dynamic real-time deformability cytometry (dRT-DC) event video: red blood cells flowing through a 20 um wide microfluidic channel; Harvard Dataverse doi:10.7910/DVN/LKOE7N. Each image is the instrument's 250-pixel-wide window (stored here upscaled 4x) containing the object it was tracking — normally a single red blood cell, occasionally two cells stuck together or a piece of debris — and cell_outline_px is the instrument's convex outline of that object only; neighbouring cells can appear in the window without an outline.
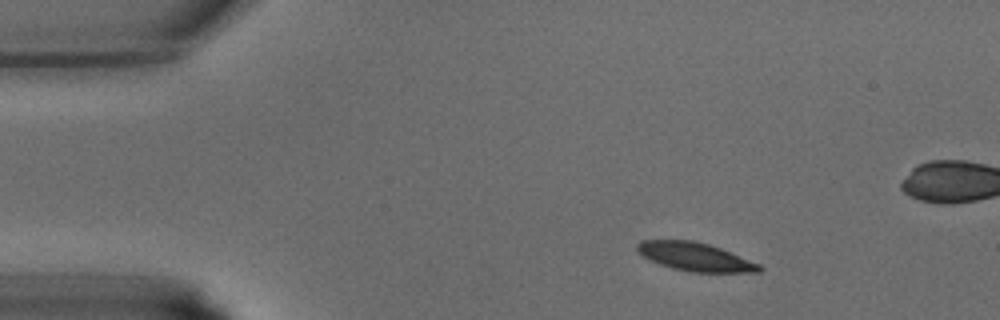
{"species": "common noctule bat (a hibernating species)", "species_latin": "Nyctalus noctula", "temperature_condition": "warm", "stored_images_in_passage": 41, "camera_frame_rate_fps": 3000, "um_per_image_px": 0.085, "animal": {"sex": "male", "body_mass_g": 15.6}, "frame": {"image": 1, "passage_image": 5, "time_ms": 1.333, "image_size_px": [1000, 320], "cell_outline_px": [[764, 268], [760, 272], [688, 272], [672, 268], [660, 264], [644, 256], [636, 248], [636, 244], [640, 240], [692, 240], [708, 244], [720, 248], [760, 264]], "centroid_in_image_um": [59.1, 21.83], "position_along_channel_um": 25.9, "area_um2": 20.06}}
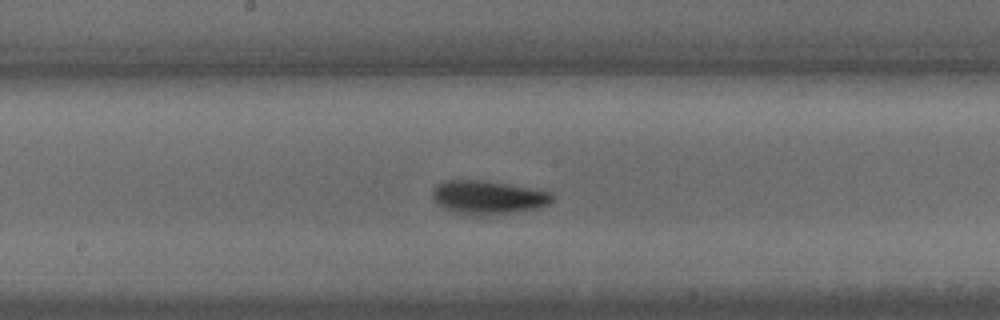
{"frame": {"image": 2, "passage_image": 20, "time_ms": 6.333, "image_size_px": [1000, 320], "cell_outline_px": [[556, 196], [548, 204], [540, 208], [512, 212], [480, 216], [464, 216], [444, 208], [436, 204], [432, 196], [432, 188], [436, 184], [444, 180], [484, 180], [508, 184], [552, 192]], "centroid_in_image_um": [41.44, 16.78], "position_along_channel_um": 206.8, "area_um2": 23.87}}
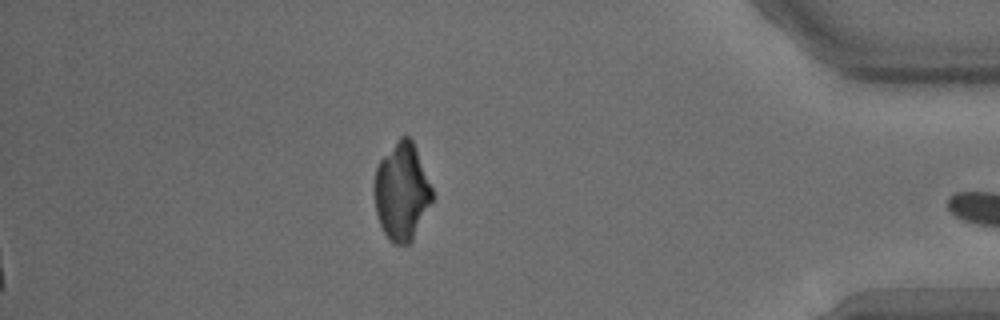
{"frame": {"image": 3, "passage_image": 41, "time_ms": 13.333, "image_size_px": [1000, 320], "cell_outline_px": [[432, 200], [412, 240], [408, 244], [392, 244], [388, 240], [380, 224], [376, 212], [372, 192], [376, 168], [380, 160], [396, 140], [400, 136], [408, 136], [412, 140], [432, 188]], "centroid_in_image_um": [34.11, 16.29], "position_along_channel_um": 401.1, "area_um2": 32.71}}